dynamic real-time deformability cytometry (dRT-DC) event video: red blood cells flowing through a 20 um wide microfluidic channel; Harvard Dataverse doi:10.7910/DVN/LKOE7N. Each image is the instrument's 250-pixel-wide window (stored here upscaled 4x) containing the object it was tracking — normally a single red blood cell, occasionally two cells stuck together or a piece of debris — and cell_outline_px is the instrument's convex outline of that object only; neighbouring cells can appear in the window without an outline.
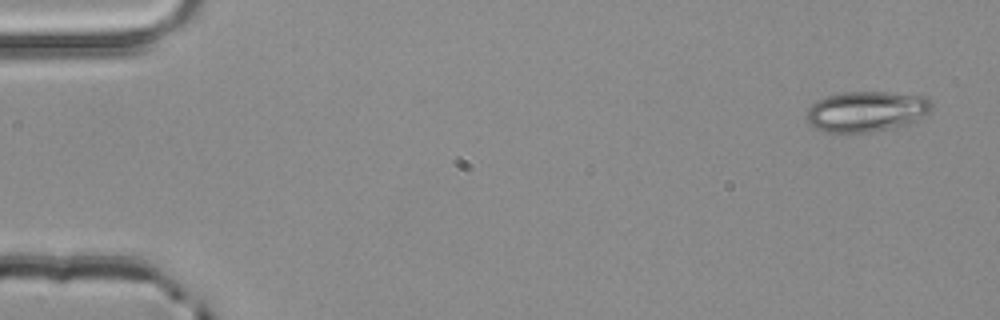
{"species": "common noctule bat (a hibernating species)", "species_latin": "Nyctalus noctula", "temperature_condition": "room temperature", "stored_images_in_passage": 4, "camera_frame_rate_fps": 3000, "um_per_image_px": 0.085, "animal": {"sex": "male", "body_mass_g": 20.4}, "frame": {"image": 1, "passage_image": 1, "time_ms": 0.0, "image_size_px": [1000, 320], "cell_outline_px": [[932, 108], [928, 112], [916, 120], [908, 124], [868, 132], [824, 132], [808, 124], [804, 116], [808, 108], [816, 100], [840, 92], [884, 92], [928, 96], [932, 100]], "centroid_in_image_um": [73.61, 9.46], "position_along_channel_um": 11.4, "area_um2": 29.65}}